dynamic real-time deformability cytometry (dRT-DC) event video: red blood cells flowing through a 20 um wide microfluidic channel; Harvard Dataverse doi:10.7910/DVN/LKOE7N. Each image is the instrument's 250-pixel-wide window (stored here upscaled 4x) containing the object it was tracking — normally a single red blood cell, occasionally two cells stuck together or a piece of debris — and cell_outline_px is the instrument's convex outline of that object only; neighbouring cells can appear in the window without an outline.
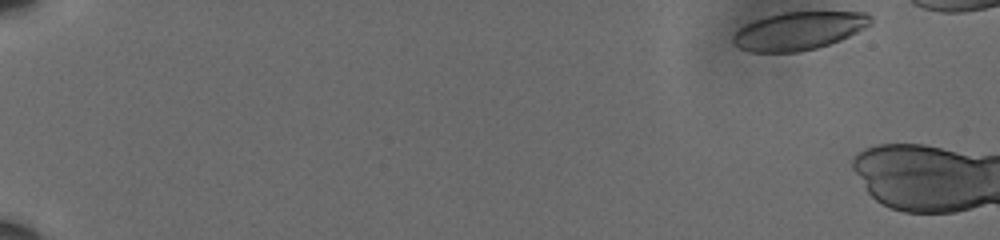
{"species": "human", "species_latin": "Homo sapiens", "temperature_condition": "cold", "stored_images_in_passage": 4, "camera_frame_rate_fps": 3000, "um_per_image_px": 0.085, "donor": {"sex": "male"}, "frame": {"image": 1, "passage_image": 1, "time_ms": 0.0, "image_size_px": [1000, 240], "cell_outline_px": [[872, 20], [868, 24], [856, 32], [840, 40], [816, 48], [800, 52], [748, 52], [740, 48], [732, 40], [732, 36], [744, 24], [768, 16], [784, 12], [864, 12], [872, 16]], "centroid_in_image_um": [67.87, 2.63], "position_along_channel_um": 17.1, "area_um2": 30.17}}